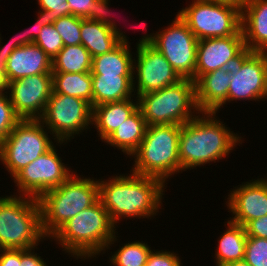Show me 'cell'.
Wrapping results in <instances>:
<instances>
[{
    "instance_id": "1",
    "label": "cell",
    "mask_w": 267,
    "mask_h": 266,
    "mask_svg": "<svg viewBox=\"0 0 267 266\" xmlns=\"http://www.w3.org/2000/svg\"><path fill=\"white\" fill-rule=\"evenodd\" d=\"M129 172L97 180L99 200L115 226L125 218L154 219L162 208L167 185L159 178Z\"/></svg>"
},
{
    "instance_id": "2",
    "label": "cell",
    "mask_w": 267,
    "mask_h": 266,
    "mask_svg": "<svg viewBox=\"0 0 267 266\" xmlns=\"http://www.w3.org/2000/svg\"><path fill=\"white\" fill-rule=\"evenodd\" d=\"M216 114V112H200L194 119L181 126L179 135L181 173L225 159L244 141L242 136L231 131L223 121H220Z\"/></svg>"
},
{
    "instance_id": "3",
    "label": "cell",
    "mask_w": 267,
    "mask_h": 266,
    "mask_svg": "<svg viewBox=\"0 0 267 266\" xmlns=\"http://www.w3.org/2000/svg\"><path fill=\"white\" fill-rule=\"evenodd\" d=\"M116 226L109 213L98 200L69 219L49 239L61 245L67 255L82 260L105 254L118 242Z\"/></svg>"
},
{
    "instance_id": "4",
    "label": "cell",
    "mask_w": 267,
    "mask_h": 266,
    "mask_svg": "<svg viewBox=\"0 0 267 266\" xmlns=\"http://www.w3.org/2000/svg\"><path fill=\"white\" fill-rule=\"evenodd\" d=\"M76 172L38 198L42 231L48 239L69 219L99 200L97 178L79 177Z\"/></svg>"
},
{
    "instance_id": "5",
    "label": "cell",
    "mask_w": 267,
    "mask_h": 266,
    "mask_svg": "<svg viewBox=\"0 0 267 266\" xmlns=\"http://www.w3.org/2000/svg\"><path fill=\"white\" fill-rule=\"evenodd\" d=\"M181 126L178 124L147 126L138 150L131 156L135 163L130 171L142 176L159 178L165 184L167 179L179 174Z\"/></svg>"
},
{
    "instance_id": "6",
    "label": "cell",
    "mask_w": 267,
    "mask_h": 266,
    "mask_svg": "<svg viewBox=\"0 0 267 266\" xmlns=\"http://www.w3.org/2000/svg\"><path fill=\"white\" fill-rule=\"evenodd\" d=\"M45 239L37 198L14 193L0 197L1 249H31Z\"/></svg>"
},
{
    "instance_id": "7",
    "label": "cell",
    "mask_w": 267,
    "mask_h": 266,
    "mask_svg": "<svg viewBox=\"0 0 267 266\" xmlns=\"http://www.w3.org/2000/svg\"><path fill=\"white\" fill-rule=\"evenodd\" d=\"M137 99L147 126L183 125L200 113L195 82L191 79H182L161 90L139 95Z\"/></svg>"
},
{
    "instance_id": "8",
    "label": "cell",
    "mask_w": 267,
    "mask_h": 266,
    "mask_svg": "<svg viewBox=\"0 0 267 266\" xmlns=\"http://www.w3.org/2000/svg\"><path fill=\"white\" fill-rule=\"evenodd\" d=\"M49 133L52 136L39 119L21 120L13 128L0 144V161L11 178L54 145L62 146L63 143H68L53 142Z\"/></svg>"
},
{
    "instance_id": "9",
    "label": "cell",
    "mask_w": 267,
    "mask_h": 266,
    "mask_svg": "<svg viewBox=\"0 0 267 266\" xmlns=\"http://www.w3.org/2000/svg\"><path fill=\"white\" fill-rule=\"evenodd\" d=\"M136 45L155 47L182 79L195 82L198 39L178 14L166 28L141 36Z\"/></svg>"
},
{
    "instance_id": "10",
    "label": "cell",
    "mask_w": 267,
    "mask_h": 266,
    "mask_svg": "<svg viewBox=\"0 0 267 266\" xmlns=\"http://www.w3.org/2000/svg\"><path fill=\"white\" fill-rule=\"evenodd\" d=\"M177 14L198 40L236 35L241 30V10L211 0H192Z\"/></svg>"
},
{
    "instance_id": "11",
    "label": "cell",
    "mask_w": 267,
    "mask_h": 266,
    "mask_svg": "<svg viewBox=\"0 0 267 266\" xmlns=\"http://www.w3.org/2000/svg\"><path fill=\"white\" fill-rule=\"evenodd\" d=\"M39 120L51 132L53 141L71 142L90 129L92 106L84 99L52 91Z\"/></svg>"
},
{
    "instance_id": "12",
    "label": "cell",
    "mask_w": 267,
    "mask_h": 266,
    "mask_svg": "<svg viewBox=\"0 0 267 266\" xmlns=\"http://www.w3.org/2000/svg\"><path fill=\"white\" fill-rule=\"evenodd\" d=\"M58 154L54 145L18 172L12 179L18 188L17 195L38 199L43 193L65 182L74 170L63 163Z\"/></svg>"
},
{
    "instance_id": "13",
    "label": "cell",
    "mask_w": 267,
    "mask_h": 266,
    "mask_svg": "<svg viewBox=\"0 0 267 266\" xmlns=\"http://www.w3.org/2000/svg\"><path fill=\"white\" fill-rule=\"evenodd\" d=\"M227 103L267 99V52H246L231 68Z\"/></svg>"
},
{
    "instance_id": "14",
    "label": "cell",
    "mask_w": 267,
    "mask_h": 266,
    "mask_svg": "<svg viewBox=\"0 0 267 266\" xmlns=\"http://www.w3.org/2000/svg\"><path fill=\"white\" fill-rule=\"evenodd\" d=\"M136 49L137 54L134 57L133 69V88L134 93L136 92V98L139 95L161 90L182 80L155 47L145 46Z\"/></svg>"
},
{
    "instance_id": "15",
    "label": "cell",
    "mask_w": 267,
    "mask_h": 266,
    "mask_svg": "<svg viewBox=\"0 0 267 266\" xmlns=\"http://www.w3.org/2000/svg\"><path fill=\"white\" fill-rule=\"evenodd\" d=\"M53 91L52 74H37L9 82L8 95L22 120L40 119Z\"/></svg>"
},
{
    "instance_id": "16",
    "label": "cell",
    "mask_w": 267,
    "mask_h": 266,
    "mask_svg": "<svg viewBox=\"0 0 267 266\" xmlns=\"http://www.w3.org/2000/svg\"><path fill=\"white\" fill-rule=\"evenodd\" d=\"M246 52L242 30L232 36L198 40L195 81L217 69L231 68Z\"/></svg>"
},
{
    "instance_id": "17",
    "label": "cell",
    "mask_w": 267,
    "mask_h": 266,
    "mask_svg": "<svg viewBox=\"0 0 267 266\" xmlns=\"http://www.w3.org/2000/svg\"><path fill=\"white\" fill-rule=\"evenodd\" d=\"M234 188L225 202L228 212H232L228 220L244 227L249 221L267 215V185L261 178Z\"/></svg>"
},
{
    "instance_id": "18",
    "label": "cell",
    "mask_w": 267,
    "mask_h": 266,
    "mask_svg": "<svg viewBox=\"0 0 267 266\" xmlns=\"http://www.w3.org/2000/svg\"><path fill=\"white\" fill-rule=\"evenodd\" d=\"M231 69L222 68L201 75L195 81L196 102L200 112L219 113L227 104Z\"/></svg>"
},
{
    "instance_id": "19",
    "label": "cell",
    "mask_w": 267,
    "mask_h": 266,
    "mask_svg": "<svg viewBox=\"0 0 267 266\" xmlns=\"http://www.w3.org/2000/svg\"><path fill=\"white\" fill-rule=\"evenodd\" d=\"M8 82L37 74H52V59L35 43L16 48L8 58Z\"/></svg>"
},
{
    "instance_id": "20",
    "label": "cell",
    "mask_w": 267,
    "mask_h": 266,
    "mask_svg": "<svg viewBox=\"0 0 267 266\" xmlns=\"http://www.w3.org/2000/svg\"><path fill=\"white\" fill-rule=\"evenodd\" d=\"M241 30L248 52H267V0H249L241 10Z\"/></svg>"
},
{
    "instance_id": "21",
    "label": "cell",
    "mask_w": 267,
    "mask_h": 266,
    "mask_svg": "<svg viewBox=\"0 0 267 266\" xmlns=\"http://www.w3.org/2000/svg\"><path fill=\"white\" fill-rule=\"evenodd\" d=\"M137 109L136 97L92 107V126L94 125L99 139L104 142Z\"/></svg>"
},
{
    "instance_id": "22",
    "label": "cell",
    "mask_w": 267,
    "mask_h": 266,
    "mask_svg": "<svg viewBox=\"0 0 267 266\" xmlns=\"http://www.w3.org/2000/svg\"><path fill=\"white\" fill-rule=\"evenodd\" d=\"M93 107L109 102L131 99L134 96L133 76L91 75Z\"/></svg>"
},
{
    "instance_id": "23",
    "label": "cell",
    "mask_w": 267,
    "mask_h": 266,
    "mask_svg": "<svg viewBox=\"0 0 267 266\" xmlns=\"http://www.w3.org/2000/svg\"><path fill=\"white\" fill-rule=\"evenodd\" d=\"M147 128L146 121L138 108L115 132H113L104 143L116 147L125 155L131 156L138 150Z\"/></svg>"
},
{
    "instance_id": "24",
    "label": "cell",
    "mask_w": 267,
    "mask_h": 266,
    "mask_svg": "<svg viewBox=\"0 0 267 266\" xmlns=\"http://www.w3.org/2000/svg\"><path fill=\"white\" fill-rule=\"evenodd\" d=\"M226 230L218 237V247L215 250L216 266L244 260L247 235L242 225L227 220Z\"/></svg>"
},
{
    "instance_id": "25",
    "label": "cell",
    "mask_w": 267,
    "mask_h": 266,
    "mask_svg": "<svg viewBox=\"0 0 267 266\" xmlns=\"http://www.w3.org/2000/svg\"><path fill=\"white\" fill-rule=\"evenodd\" d=\"M128 45L119 44L108 53L92 58L91 75L133 76L134 57Z\"/></svg>"
},
{
    "instance_id": "26",
    "label": "cell",
    "mask_w": 267,
    "mask_h": 266,
    "mask_svg": "<svg viewBox=\"0 0 267 266\" xmlns=\"http://www.w3.org/2000/svg\"><path fill=\"white\" fill-rule=\"evenodd\" d=\"M81 44L92 58L108 53L119 45L110 28L83 18H81Z\"/></svg>"
},
{
    "instance_id": "27",
    "label": "cell",
    "mask_w": 267,
    "mask_h": 266,
    "mask_svg": "<svg viewBox=\"0 0 267 266\" xmlns=\"http://www.w3.org/2000/svg\"><path fill=\"white\" fill-rule=\"evenodd\" d=\"M53 92L84 99L93 107L92 76L89 73H52Z\"/></svg>"
},
{
    "instance_id": "28",
    "label": "cell",
    "mask_w": 267,
    "mask_h": 266,
    "mask_svg": "<svg viewBox=\"0 0 267 266\" xmlns=\"http://www.w3.org/2000/svg\"><path fill=\"white\" fill-rule=\"evenodd\" d=\"M92 57L82 45L64 46L52 59V73H89Z\"/></svg>"
},
{
    "instance_id": "29",
    "label": "cell",
    "mask_w": 267,
    "mask_h": 266,
    "mask_svg": "<svg viewBox=\"0 0 267 266\" xmlns=\"http://www.w3.org/2000/svg\"><path fill=\"white\" fill-rule=\"evenodd\" d=\"M151 247L143 241L124 243L109 257L113 266H145Z\"/></svg>"
},
{
    "instance_id": "30",
    "label": "cell",
    "mask_w": 267,
    "mask_h": 266,
    "mask_svg": "<svg viewBox=\"0 0 267 266\" xmlns=\"http://www.w3.org/2000/svg\"><path fill=\"white\" fill-rule=\"evenodd\" d=\"M110 0H96L93 3V7L89 15L85 19L91 21L99 22L100 24L106 25L111 29L112 34L117 40L118 44L128 45L130 47L129 37L125 35V32L118 27L116 20H114L111 15V9L108 7ZM111 12V13H110ZM124 32V33H123Z\"/></svg>"
},
{
    "instance_id": "31",
    "label": "cell",
    "mask_w": 267,
    "mask_h": 266,
    "mask_svg": "<svg viewBox=\"0 0 267 266\" xmlns=\"http://www.w3.org/2000/svg\"><path fill=\"white\" fill-rule=\"evenodd\" d=\"M56 31L60 34L64 46L81 44V18L66 15L58 18L54 23Z\"/></svg>"
},
{
    "instance_id": "32",
    "label": "cell",
    "mask_w": 267,
    "mask_h": 266,
    "mask_svg": "<svg viewBox=\"0 0 267 266\" xmlns=\"http://www.w3.org/2000/svg\"><path fill=\"white\" fill-rule=\"evenodd\" d=\"M21 120L10 102L8 93H0V144Z\"/></svg>"
},
{
    "instance_id": "33",
    "label": "cell",
    "mask_w": 267,
    "mask_h": 266,
    "mask_svg": "<svg viewBox=\"0 0 267 266\" xmlns=\"http://www.w3.org/2000/svg\"><path fill=\"white\" fill-rule=\"evenodd\" d=\"M37 44L51 59H53L64 47L60 34L53 24L42 27V31L36 38Z\"/></svg>"
},
{
    "instance_id": "34",
    "label": "cell",
    "mask_w": 267,
    "mask_h": 266,
    "mask_svg": "<svg viewBox=\"0 0 267 266\" xmlns=\"http://www.w3.org/2000/svg\"><path fill=\"white\" fill-rule=\"evenodd\" d=\"M244 261L251 266H267V239L247 236Z\"/></svg>"
},
{
    "instance_id": "35",
    "label": "cell",
    "mask_w": 267,
    "mask_h": 266,
    "mask_svg": "<svg viewBox=\"0 0 267 266\" xmlns=\"http://www.w3.org/2000/svg\"><path fill=\"white\" fill-rule=\"evenodd\" d=\"M178 253L167 250H151L145 266H182Z\"/></svg>"
},
{
    "instance_id": "36",
    "label": "cell",
    "mask_w": 267,
    "mask_h": 266,
    "mask_svg": "<svg viewBox=\"0 0 267 266\" xmlns=\"http://www.w3.org/2000/svg\"><path fill=\"white\" fill-rule=\"evenodd\" d=\"M40 9L50 10L52 24L60 17L69 15V4L66 0H37Z\"/></svg>"
},
{
    "instance_id": "37",
    "label": "cell",
    "mask_w": 267,
    "mask_h": 266,
    "mask_svg": "<svg viewBox=\"0 0 267 266\" xmlns=\"http://www.w3.org/2000/svg\"><path fill=\"white\" fill-rule=\"evenodd\" d=\"M36 23L32 26V29L29 28L28 32V44L35 42L36 38L42 31V27L52 24V16L50 15V10L39 9L37 13Z\"/></svg>"
},
{
    "instance_id": "38",
    "label": "cell",
    "mask_w": 267,
    "mask_h": 266,
    "mask_svg": "<svg viewBox=\"0 0 267 266\" xmlns=\"http://www.w3.org/2000/svg\"><path fill=\"white\" fill-rule=\"evenodd\" d=\"M244 228L249 237L267 239V215L249 221Z\"/></svg>"
},
{
    "instance_id": "39",
    "label": "cell",
    "mask_w": 267,
    "mask_h": 266,
    "mask_svg": "<svg viewBox=\"0 0 267 266\" xmlns=\"http://www.w3.org/2000/svg\"><path fill=\"white\" fill-rule=\"evenodd\" d=\"M69 4V15L85 19L92 10L96 0H66Z\"/></svg>"
},
{
    "instance_id": "40",
    "label": "cell",
    "mask_w": 267,
    "mask_h": 266,
    "mask_svg": "<svg viewBox=\"0 0 267 266\" xmlns=\"http://www.w3.org/2000/svg\"><path fill=\"white\" fill-rule=\"evenodd\" d=\"M0 266H21V249H1Z\"/></svg>"
},
{
    "instance_id": "41",
    "label": "cell",
    "mask_w": 267,
    "mask_h": 266,
    "mask_svg": "<svg viewBox=\"0 0 267 266\" xmlns=\"http://www.w3.org/2000/svg\"><path fill=\"white\" fill-rule=\"evenodd\" d=\"M37 247L21 250V266H48L44 258L34 252Z\"/></svg>"
},
{
    "instance_id": "42",
    "label": "cell",
    "mask_w": 267,
    "mask_h": 266,
    "mask_svg": "<svg viewBox=\"0 0 267 266\" xmlns=\"http://www.w3.org/2000/svg\"><path fill=\"white\" fill-rule=\"evenodd\" d=\"M0 34V70L6 73L8 58L11 53L17 48L15 45L1 44L3 42Z\"/></svg>"
},
{
    "instance_id": "43",
    "label": "cell",
    "mask_w": 267,
    "mask_h": 266,
    "mask_svg": "<svg viewBox=\"0 0 267 266\" xmlns=\"http://www.w3.org/2000/svg\"><path fill=\"white\" fill-rule=\"evenodd\" d=\"M15 37V38H14ZM12 37L11 41L9 40L5 44L15 45L17 48L21 46L28 45V32L26 31L17 34L16 36Z\"/></svg>"
},
{
    "instance_id": "44",
    "label": "cell",
    "mask_w": 267,
    "mask_h": 266,
    "mask_svg": "<svg viewBox=\"0 0 267 266\" xmlns=\"http://www.w3.org/2000/svg\"><path fill=\"white\" fill-rule=\"evenodd\" d=\"M211 1L228 4L238 8L239 10H242L249 2V0H211Z\"/></svg>"
},
{
    "instance_id": "45",
    "label": "cell",
    "mask_w": 267,
    "mask_h": 266,
    "mask_svg": "<svg viewBox=\"0 0 267 266\" xmlns=\"http://www.w3.org/2000/svg\"><path fill=\"white\" fill-rule=\"evenodd\" d=\"M9 82L6 74L0 70V93L8 92Z\"/></svg>"
},
{
    "instance_id": "46",
    "label": "cell",
    "mask_w": 267,
    "mask_h": 266,
    "mask_svg": "<svg viewBox=\"0 0 267 266\" xmlns=\"http://www.w3.org/2000/svg\"><path fill=\"white\" fill-rule=\"evenodd\" d=\"M224 266H251V265H249L244 260H241V261H237V262L228 263V264H226Z\"/></svg>"
},
{
    "instance_id": "47",
    "label": "cell",
    "mask_w": 267,
    "mask_h": 266,
    "mask_svg": "<svg viewBox=\"0 0 267 266\" xmlns=\"http://www.w3.org/2000/svg\"><path fill=\"white\" fill-rule=\"evenodd\" d=\"M143 22V21H142ZM141 25H139L140 27H142V29L144 30V28H145V30L147 29L146 28V24L143 22V23H140ZM136 27V26H135ZM147 32V31H146Z\"/></svg>"
},
{
    "instance_id": "48",
    "label": "cell",
    "mask_w": 267,
    "mask_h": 266,
    "mask_svg": "<svg viewBox=\"0 0 267 266\" xmlns=\"http://www.w3.org/2000/svg\"><path fill=\"white\" fill-rule=\"evenodd\" d=\"M264 182H265V184L267 185V177H266V175H265V177L263 178H261Z\"/></svg>"
}]
</instances>
